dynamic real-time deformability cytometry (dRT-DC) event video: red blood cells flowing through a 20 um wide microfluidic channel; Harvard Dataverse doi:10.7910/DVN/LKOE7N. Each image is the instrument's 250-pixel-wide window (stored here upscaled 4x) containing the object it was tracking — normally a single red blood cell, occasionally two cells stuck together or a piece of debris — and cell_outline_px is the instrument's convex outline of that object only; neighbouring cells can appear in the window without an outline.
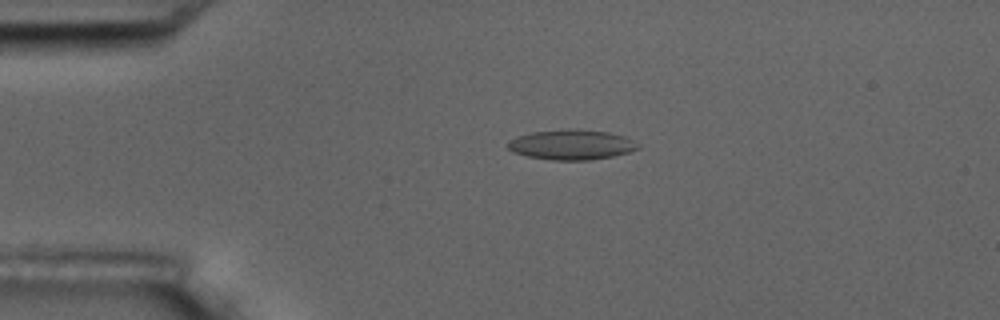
{"species": "common noctule bat (a hibernating species)", "species_latin": "Nyctalus noctula", "temperature_condition": "room temperature", "stored_images_in_passage": 5, "camera_frame_rate_fps": 3000, "um_per_image_px": 0.085, "animal": {"sex": "male", "body_mass_g": 17.5, "forearm_length_mm": 52.3}, "frame": {"image": 1, "passage_image": 4, "time_ms": 3.667, "image_size_px": [1000, 320], "cell_outline_px": [[640, 148], [628, 152], [612, 156], [588, 160], [552, 160], [528, 156], [512, 152], [508, 148], [508, 140], [516, 136], [532, 132], [568, 128], [580, 128], [608, 132], [624, 136], [640, 144]], "centroid_in_image_um": [48.57, 12.28], "position_along_channel_um": 36.4, "area_um2": 23.0}}